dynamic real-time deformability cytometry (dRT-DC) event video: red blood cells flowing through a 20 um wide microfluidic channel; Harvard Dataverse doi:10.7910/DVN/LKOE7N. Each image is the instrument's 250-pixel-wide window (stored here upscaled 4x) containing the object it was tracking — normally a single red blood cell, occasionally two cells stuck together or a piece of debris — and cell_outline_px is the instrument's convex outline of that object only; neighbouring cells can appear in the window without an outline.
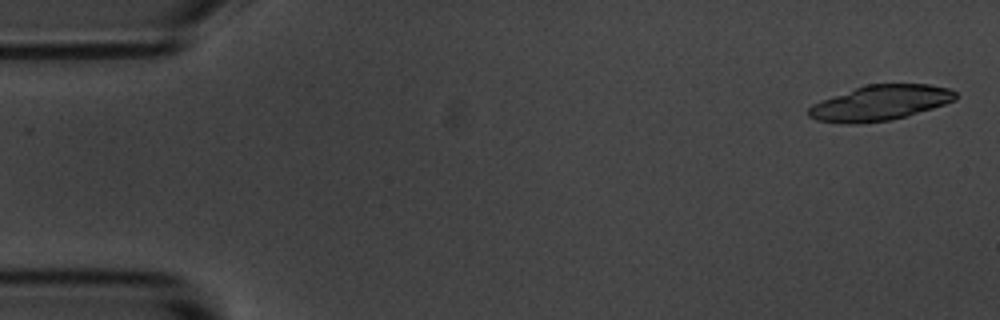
{"species": "common noctule bat (a hibernating species)", "species_latin": "Nyctalus noctula", "temperature_condition": "room temperature", "stored_images_in_passage": 9, "camera_frame_rate_fps": 3000, "um_per_image_px": 0.085, "animal": {"sex": "male", "body_mass_g": 20.1, "forearm_length_mm": 53.5}, "frame": {"image": 1, "passage_image": 1, "time_ms": 0.0, "image_size_px": [1000, 320], "cell_outline_px": [[956, 100], [932, 108], [904, 116], [888, 120], [856, 124], [840, 124], [816, 120], [808, 116], [808, 108], [812, 104], [820, 100], [868, 84], [928, 84], [948, 88], [956, 92]], "centroid_in_image_um": [74.77, 8.75], "position_along_channel_um": 10.2, "area_um2": 29.94}}